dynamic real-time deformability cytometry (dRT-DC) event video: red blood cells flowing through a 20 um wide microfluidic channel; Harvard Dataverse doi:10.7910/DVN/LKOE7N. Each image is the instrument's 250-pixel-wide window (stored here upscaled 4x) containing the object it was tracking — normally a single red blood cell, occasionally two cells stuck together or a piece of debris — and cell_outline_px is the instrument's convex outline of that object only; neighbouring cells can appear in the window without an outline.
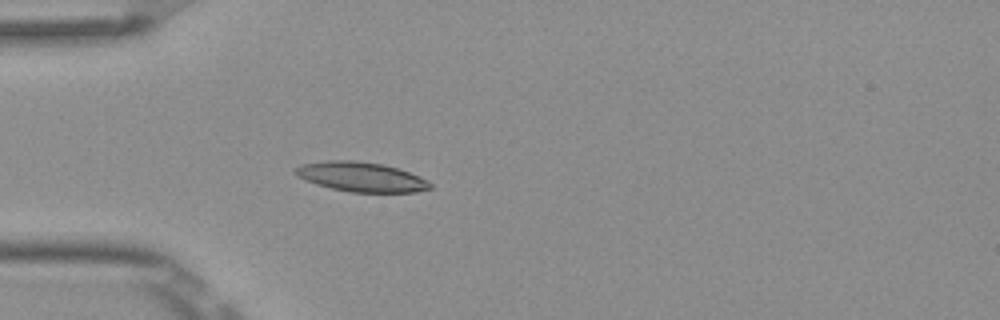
{"species": "Egyptian fruit bat (a non-hibernating species)", "species_latin": "Rousettus aegyptiacus", "temperature_condition": "room temperature", "stored_images_in_passage": 4, "camera_frame_rate_fps": 3000, "um_per_image_px": 0.085, "frame": {"image": 1, "passage_image": 4, "time_ms": 1.0, "image_size_px": [1000, 320], "cell_outline_px": [[432, 188], [416, 192], [352, 192], [332, 188], [316, 184], [296, 176], [292, 172], [300, 164], [328, 160], [352, 160], [384, 164], [420, 176], [428, 180], [432, 184]], "centroid_in_image_um": [30.69, 15.03], "position_along_channel_um": 54.3, "area_um2": 23.29}}